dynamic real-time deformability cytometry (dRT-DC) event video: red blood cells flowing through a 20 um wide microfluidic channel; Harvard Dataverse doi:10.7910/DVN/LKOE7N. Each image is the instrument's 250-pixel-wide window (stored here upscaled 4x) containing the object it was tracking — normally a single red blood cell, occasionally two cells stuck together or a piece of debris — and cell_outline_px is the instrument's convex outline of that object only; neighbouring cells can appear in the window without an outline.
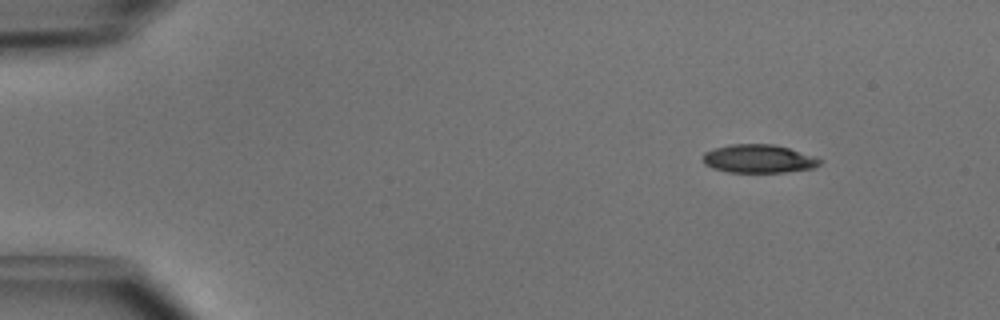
{"species": "common noctule bat (a hibernating species)", "species_latin": "Nyctalus noctula", "temperature_condition": "cold", "stored_images_in_passage": 6, "camera_frame_rate_fps": 3000, "um_per_image_px": 0.085, "animal": {"sex": "male", "body_mass_g": 15.6}, "frame": {"image": 1, "passage_image": 1, "time_ms": 0.0, "image_size_px": [1000, 320], "cell_outline_px": [[824, 160], [820, 164], [812, 168], [784, 172], [728, 172], [712, 168], [704, 164], [700, 156], [704, 152], [716, 148], [732, 144], [776, 144], [816, 156]], "centroid_in_image_um": [64.48, 13.49], "position_along_channel_um": 20.5, "area_um2": 19.54}}
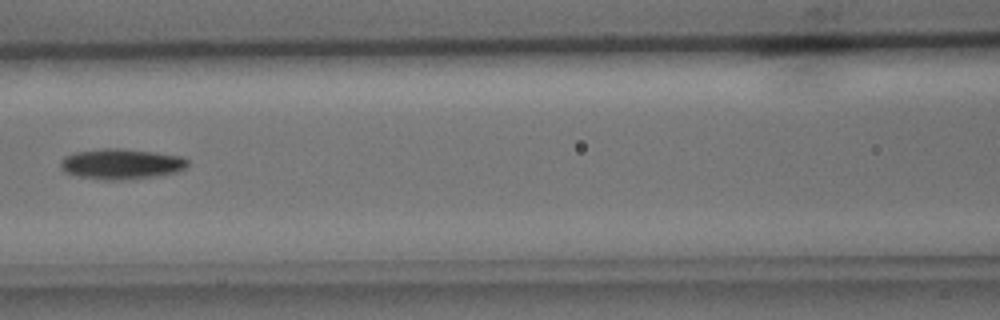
{"frame": {"image": 2, "passage_image": 5, "time_ms": 1.333, "image_size_px": [1000, 320], "cell_outline_px": [[188, 164], [184, 168], [176, 172], [156, 176], [120, 180], [104, 180], [80, 176], [64, 172], [60, 164], [60, 160], [64, 156], [76, 152], [104, 148], [120, 148], [152, 152], [180, 156], [188, 160]], "centroid_in_image_um": [10.28, 13.93], "position_along_channel_um": 156.3, "area_um2": 22.37}}
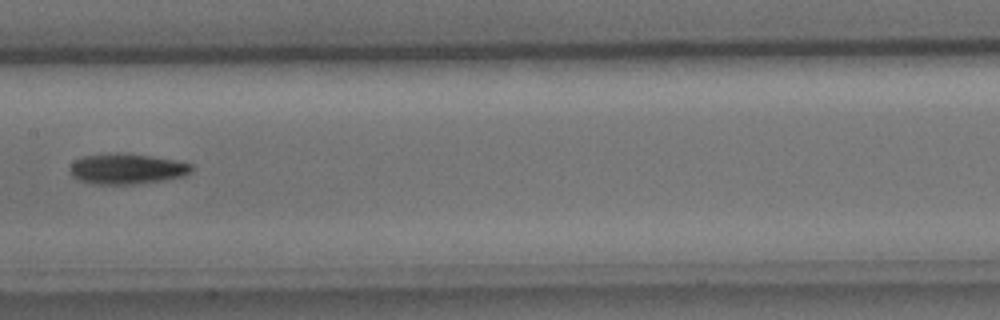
{"frame": {"image": 3, "passage_image": 6, "time_ms": 1.667, "image_size_px": [1000, 320], "cell_outline_px": [[192, 172], [184, 176], [160, 180], [132, 184], [96, 184], [80, 180], [72, 176], [68, 172], [68, 168], [76, 160], [84, 156], [116, 152], [120, 152], [152, 156], [176, 160], [192, 164]], "centroid_in_image_um": [10.77, 14.34], "position_along_channel_um": 196.6, "area_um2": 21.62}}